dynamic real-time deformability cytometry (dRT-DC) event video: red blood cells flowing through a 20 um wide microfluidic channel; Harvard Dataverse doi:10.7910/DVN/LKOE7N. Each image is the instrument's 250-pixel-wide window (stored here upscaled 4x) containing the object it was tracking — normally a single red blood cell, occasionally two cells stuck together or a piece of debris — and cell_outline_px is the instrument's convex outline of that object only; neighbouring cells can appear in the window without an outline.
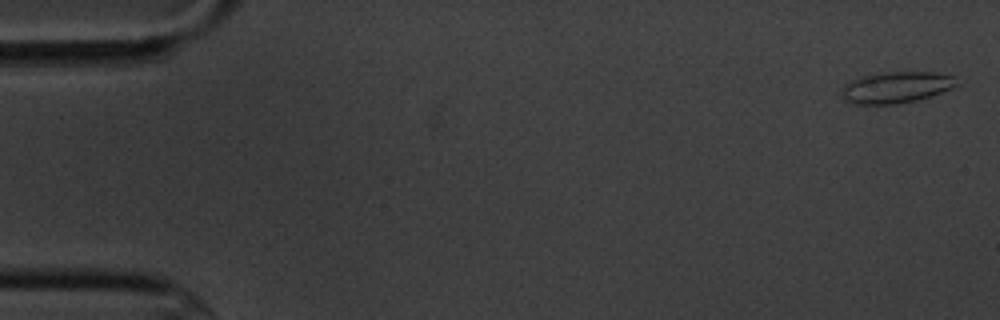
{"species": "common noctule bat (a hibernating species)", "species_latin": "Nyctalus noctula", "temperature_condition": "cold", "stored_images_in_passage": 17, "camera_frame_rate_fps": 3000, "um_per_image_px": 0.085, "animal": {"sex": "male", "body_mass_g": 20.1, "forearm_length_mm": 53.5}, "frame": {"image": 1, "passage_image": 1, "time_ms": 0.0, "image_size_px": [1000, 320], "cell_outline_px": [[956, 84], [952, 88], [932, 96], [916, 100], [896, 104], [848, 104], [844, 100], [840, 92], [840, 88], [844, 84], [852, 80], [864, 76], [888, 72], [932, 72], [956, 76]], "centroid_in_image_um": [76.13, 7.44], "position_along_channel_um": 8.9, "area_um2": 21.1}}
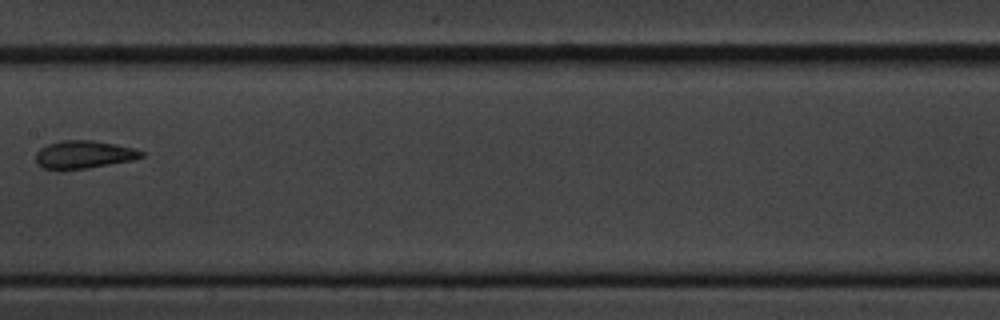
{"frame": {"image": 2, "passage_image": 9, "time_ms": 9.333, "image_size_px": [1000, 320], "cell_outline_px": [[144, 156], [132, 160], [88, 168], [44, 168], [36, 164], [36, 152], [40, 148], [48, 144], [60, 140], [92, 140], [116, 144], [132, 148], [144, 152]], "centroid_in_image_um": [7.12, 13.11], "position_along_channel_um": 200.3, "area_um2": 16.88}}
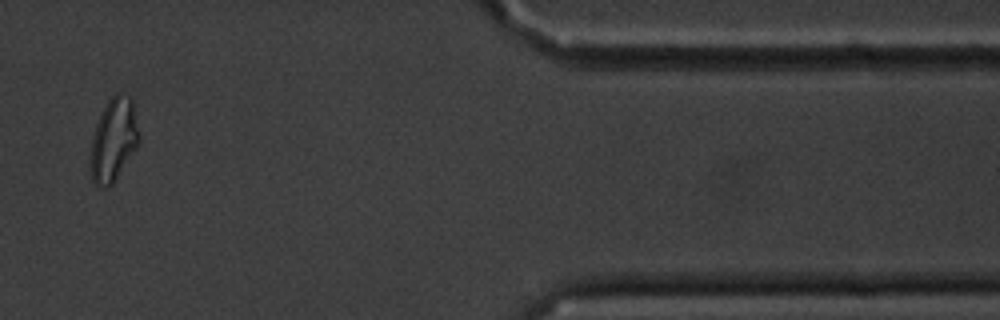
{"frame": {"image": 3, "passage_image": 15, "time_ms": 16.333, "image_size_px": [1000, 320], "cell_outline_px": [[140, 140], [136, 148], [112, 184], [104, 188], [96, 188], [92, 180], [92, 136], [96, 124], [108, 100], [116, 92], [120, 92], [132, 96], [140, 136]], "centroid_in_image_um": [9.69, 11.84], "position_along_channel_um": 401.7, "area_um2": 23.35}, "authors_computed_cell_mechanics": {"area_um2": 18.4382, "velocity_mm_per_s": 3.4722, "shape_relaxation_time_tau1_ms": 9.2073, "shape_relaxation_time_tau2_ms": 1.7648, "deformation_change_tau1": 0.1708, "deformation_change_tau2": 0.074}}